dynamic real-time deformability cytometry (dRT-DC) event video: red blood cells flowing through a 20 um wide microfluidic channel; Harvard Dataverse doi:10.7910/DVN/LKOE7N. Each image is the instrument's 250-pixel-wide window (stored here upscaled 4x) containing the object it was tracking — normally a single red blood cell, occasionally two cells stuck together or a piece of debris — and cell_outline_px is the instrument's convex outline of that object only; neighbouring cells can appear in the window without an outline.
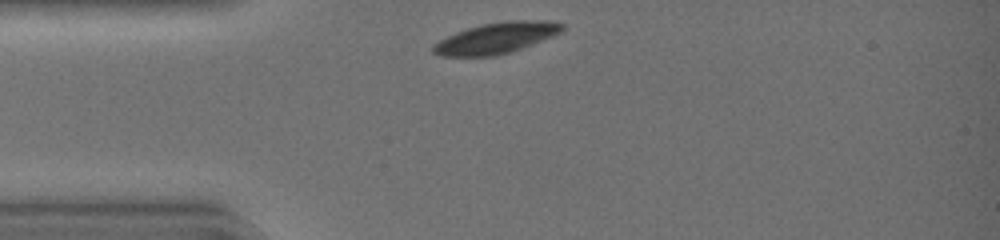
{"species": "common noctule bat (a hibernating species)", "species_latin": "Nyctalus noctula", "temperature_condition": "warm", "stored_images_in_passage": 28, "camera_frame_rate_fps": 3000, "um_per_image_px": 0.085, "animal": {"sex": "female", "body_mass_g": 19.0, "forearm_length_mm": 51.5}, "frame": {"image": 1, "passage_image": 1, "time_ms": 0.0, "image_size_px": [1000, 240], "cell_outline_px": [[564, 28], [560, 32], [552, 36], [520, 48], [496, 56], [440, 56], [432, 52], [432, 44], [456, 32], [468, 28], [484, 24], [512, 20], [548, 20], [564, 24]], "centroid_in_image_um": [42.16, 3.23], "position_along_channel_um": 42.8, "area_um2": 22.95}}
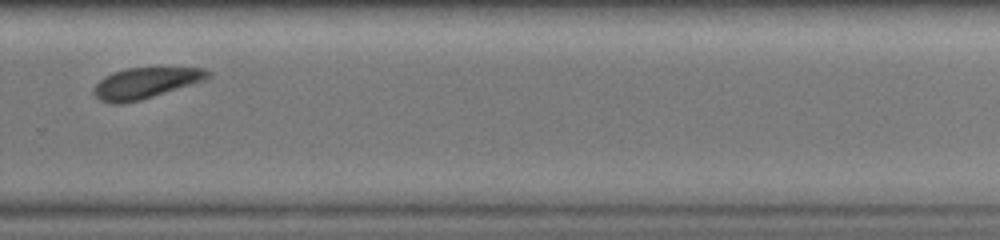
{"frame": {"image": 2, "passage_image": 21, "time_ms": 6.667, "image_size_px": [1000, 240], "cell_outline_px": [[212, 76], [204, 80], [192, 84], [140, 100], [124, 104], [112, 104], [100, 100], [92, 92], [96, 84], [104, 76], [128, 68], [160, 64], [204, 68], [212, 72]], "centroid_in_image_um": [12.45, 6.99], "position_along_channel_um": 317.4, "area_um2": 21.44}}
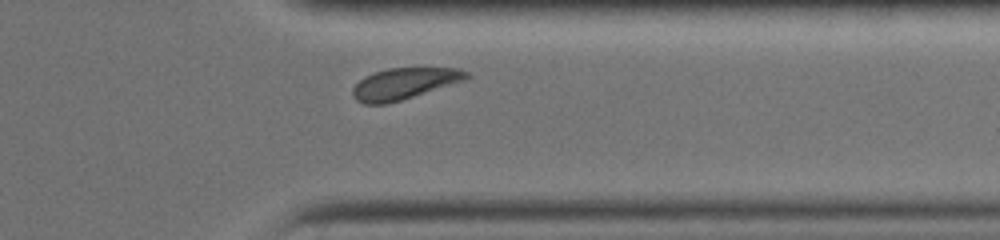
{"frame": {"image": 3, "passage_image": 25, "time_ms": 8.0, "image_size_px": [1000, 240], "cell_outline_px": [[472, 76], [468, 80], [400, 100], [384, 104], [364, 104], [356, 100], [352, 96], [352, 88], [364, 76], [372, 72], [388, 68], [460, 68], [468, 72]], "centroid_in_image_um": [34.39, 7.09], "position_along_channel_um": 377.0, "area_um2": 20.98}, "authors_computed_cell_mechanics": {"area_um2": 22.8021, "velocity_mm_per_s": 4.3808, "shape_relaxation_time_tau1_ms": 1.4321, "shape_relaxation_time_tau2_ms": null, "deformation_change_tau1": 0.1018, "deformation_change_tau2": null}}